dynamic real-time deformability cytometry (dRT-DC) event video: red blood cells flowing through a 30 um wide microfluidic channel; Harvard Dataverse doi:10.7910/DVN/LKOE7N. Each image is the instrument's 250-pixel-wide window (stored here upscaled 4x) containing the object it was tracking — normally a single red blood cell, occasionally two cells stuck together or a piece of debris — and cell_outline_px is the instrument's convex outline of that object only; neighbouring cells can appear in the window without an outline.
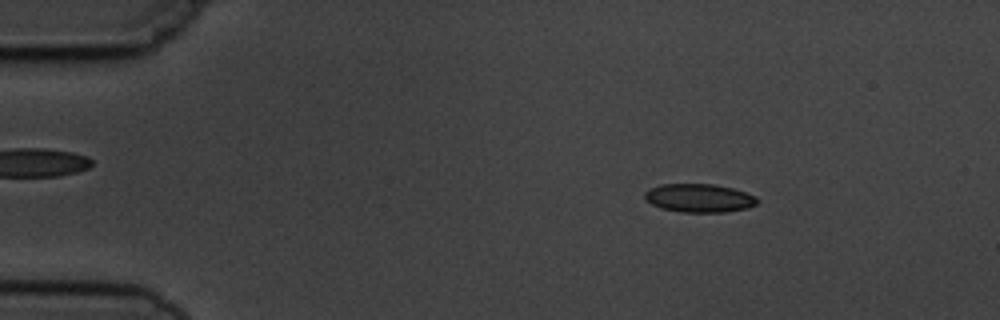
{"species": "common noctule bat (a hibernating species)", "species_latin": "Nyctalus noctula", "temperature_condition": "cold", "stored_images_in_passage": 3, "camera_frame_rate_fps": 3000, "um_per_image_px": 0.085, "animal": {"sex": "male", "body_mass_g": 19.5, "forearm_length_mm": 54.6}, "frame": {"image": 1, "passage_image": 1, "time_ms": 0.0, "image_size_px": [1000, 320], "cell_outline_px": [[760, 200], [756, 204], [748, 208], [724, 212], [680, 212], [660, 208], [652, 204], [644, 196], [644, 192], [648, 188], [660, 184], [712, 184], [732, 188], [756, 196]], "centroid_in_image_um": [59.42, 16.83], "position_along_channel_um": 25.6, "area_um2": 18.73}}